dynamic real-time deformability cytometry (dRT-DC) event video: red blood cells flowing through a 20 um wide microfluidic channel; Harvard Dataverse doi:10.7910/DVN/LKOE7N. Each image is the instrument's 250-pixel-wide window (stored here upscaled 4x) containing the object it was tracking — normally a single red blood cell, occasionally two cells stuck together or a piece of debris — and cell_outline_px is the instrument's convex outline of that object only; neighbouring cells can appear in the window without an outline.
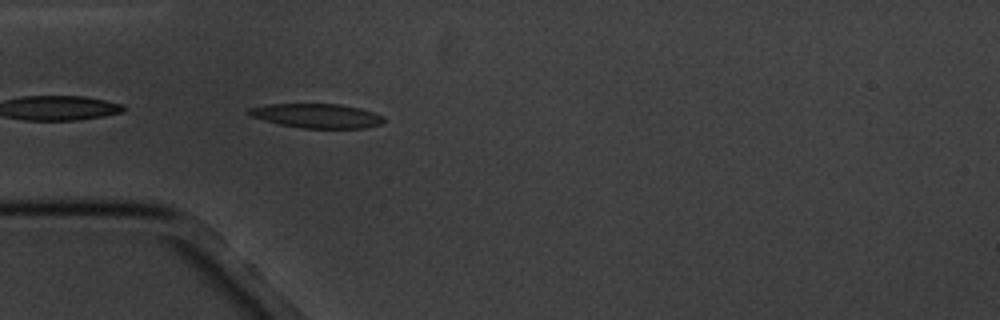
{"species": "common noctule bat (a hibernating species)", "species_latin": "Nyctalus noctula", "temperature_condition": "cold", "stored_images_in_passage": 3, "camera_frame_rate_fps": 3000, "um_per_image_px": 0.085, "animal": {"sex": "male", "body_mass_g": 20.1, "forearm_length_mm": 53.5}, "frame": {"image": 1, "passage_image": 3, "time_ms": 2.333, "image_size_px": [1000, 320], "cell_outline_px": [[384, 120], [380, 124], [364, 128], [300, 128], [280, 124], [248, 116], [244, 112], [248, 108], [268, 104], [340, 104], [360, 108], [384, 116]], "centroid_in_image_um": [26.87, 9.84], "position_along_channel_um": 58.1, "area_um2": 19.19}}